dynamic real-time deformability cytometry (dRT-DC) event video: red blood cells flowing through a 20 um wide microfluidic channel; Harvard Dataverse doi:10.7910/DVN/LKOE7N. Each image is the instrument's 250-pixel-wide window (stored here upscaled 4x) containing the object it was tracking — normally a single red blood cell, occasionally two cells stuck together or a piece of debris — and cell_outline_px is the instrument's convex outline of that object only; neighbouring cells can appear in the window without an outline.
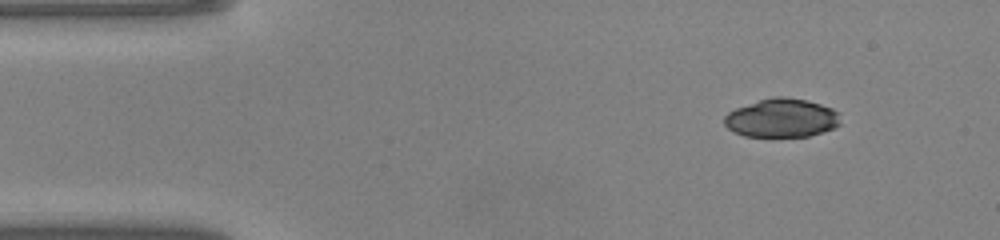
{"species": "common noctule bat (a hibernating species)", "species_latin": "Nyctalus noctula", "temperature_condition": "warm", "stored_images_in_passage": 44, "camera_frame_rate_fps": 3000, "um_per_image_px": 0.085, "animal": {"sex": "male", "body_mass_g": 20.0, "forearm_length_mm": 53.3}, "frame": {"image": 1, "passage_image": 1, "time_ms": 0.0, "image_size_px": [1000, 240], "cell_outline_px": [[840, 124], [836, 128], [824, 132], [808, 136], [744, 136], [732, 132], [724, 124], [724, 116], [728, 112], [736, 108], [772, 96], [784, 96], [808, 100], [832, 108], [840, 112]], "centroid_in_image_um": [66.47, 10.03], "position_along_channel_um": 18.5, "area_um2": 26.41}}
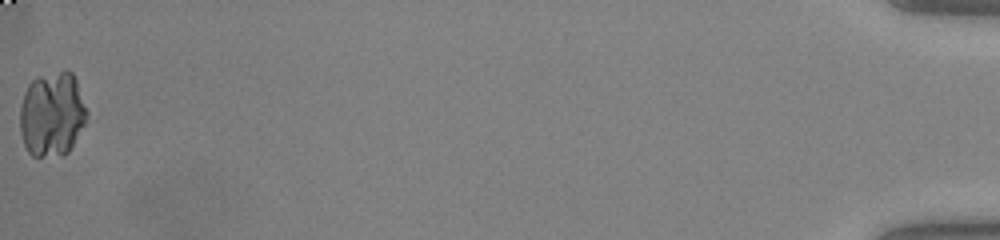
{"frame": {"image": 2, "passage_image": 44, "time_ms": 14.333, "image_size_px": [1000, 240], "cell_outline_px": [[88, 112], [84, 124], [68, 152], [64, 156], [32, 156], [28, 152], [24, 144], [20, 132], [20, 104], [24, 92], [28, 84], [36, 76], [60, 72], [72, 72], [76, 80]], "centroid_in_image_um": [4.4, 9.72], "position_along_channel_um": 430.8, "area_um2": 33.0}}